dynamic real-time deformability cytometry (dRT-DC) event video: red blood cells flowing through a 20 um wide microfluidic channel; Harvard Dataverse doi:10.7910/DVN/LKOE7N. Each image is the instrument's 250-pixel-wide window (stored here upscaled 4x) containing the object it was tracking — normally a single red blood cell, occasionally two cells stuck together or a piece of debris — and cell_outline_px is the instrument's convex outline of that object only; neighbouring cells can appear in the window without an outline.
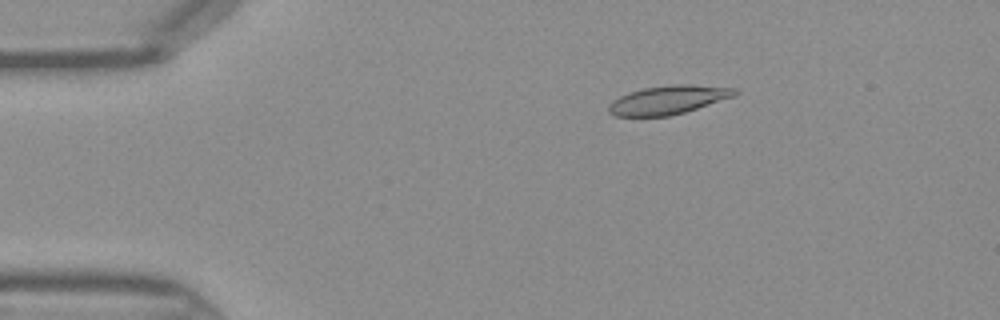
{"species": "Egyptian fruit bat (a non-hibernating species)", "species_latin": "Rousettus aegyptiacus", "temperature_condition": "warm", "stored_images_in_passage": 45, "camera_frame_rate_fps": 3000, "um_per_image_px": 0.085, "frame": {"image": 1, "passage_image": 8, "time_ms": 2.333, "image_size_px": [1000, 320], "cell_outline_px": [[740, 92], [736, 96], [684, 112], [668, 116], [616, 116], [608, 112], [608, 104], [612, 100], [628, 92], [644, 88], [672, 84], [692, 84], [736, 88]], "centroid_in_image_um": [56.81, 8.48], "position_along_channel_um": 28.2, "area_um2": 21.21}}
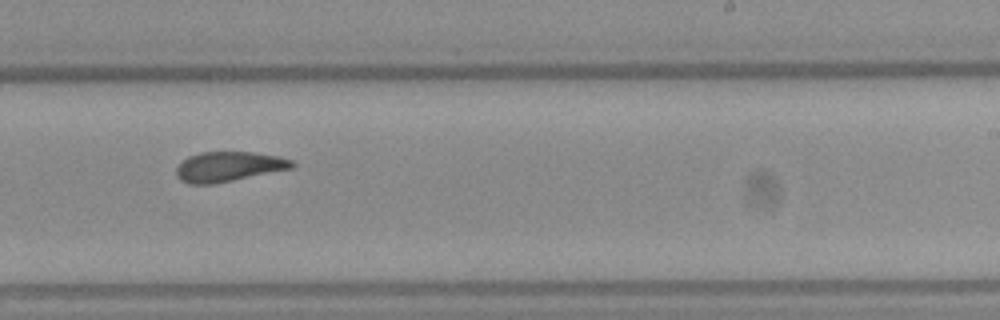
{"frame": {"image": 2, "passage_image": 28, "time_ms": 9.0, "image_size_px": [1000, 320], "cell_outline_px": [[296, 164], [292, 168], [212, 184], [188, 184], [180, 180], [176, 176], [176, 168], [188, 156], [200, 152], [252, 152], [276, 156], [292, 160]], "centroid_in_image_um": [19.4, 14.16], "position_along_channel_um": 269.6, "area_um2": 19.94}}
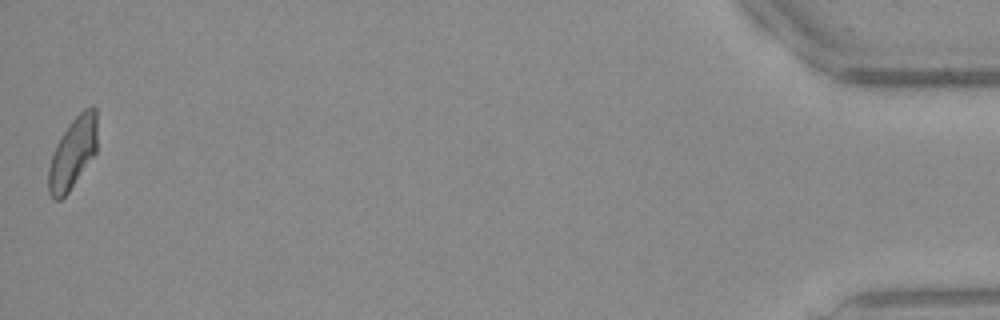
{"frame": {"image": 3, "passage_image": 45, "time_ms": 14.667, "image_size_px": [1000, 320], "cell_outline_px": [[96, 152], [68, 192], [60, 200], [52, 200], [48, 192], [48, 168], [52, 152], [56, 144], [68, 124], [84, 108], [92, 104], [96, 108]], "centroid_in_image_um": [6.16, 13.0], "position_along_channel_um": 429.0, "area_um2": 20.23}}